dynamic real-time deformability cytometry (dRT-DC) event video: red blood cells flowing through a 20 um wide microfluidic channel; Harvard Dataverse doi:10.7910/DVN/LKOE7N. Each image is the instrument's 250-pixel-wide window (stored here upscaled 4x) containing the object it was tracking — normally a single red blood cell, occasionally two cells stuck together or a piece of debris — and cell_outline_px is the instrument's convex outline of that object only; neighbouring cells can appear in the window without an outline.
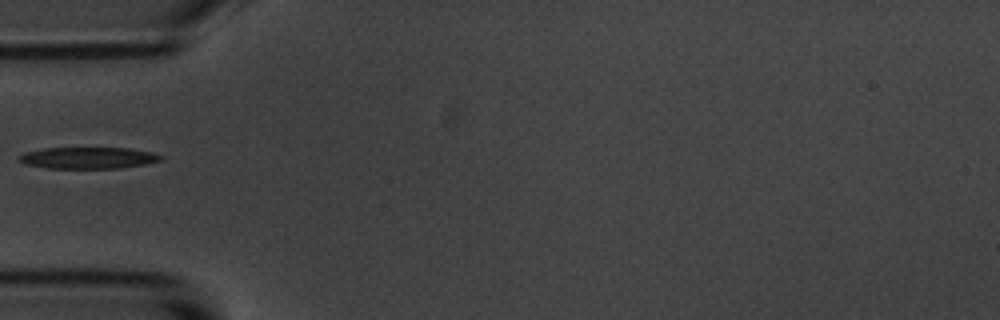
{"species": "common noctule bat (a hibernating species)", "species_latin": "Nyctalus noctula", "temperature_condition": "room temperature", "stored_images_in_passage": 2, "camera_frame_rate_fps": 3000, "um_per_image_px": 0.085, "animal": {"sex": "male", "body_mass_g": 20.1, "forearm_length_mm": 53.5}, "frame": {"image": 1, "passage_image": 1, "time_ms": 0.0, "image_size_px": [1000, 320], "cell_outline_px": [[164, 156], [160, 160], [144, 164], [120, 168], [44, 168], [24, 164], [16, 156], [24, 152], [44, 148], [128, 148], [152, 152]], "centroid_in_image_um": [7.44, 13.42], "position_along_channel_um": 77.6, "area_um2": 17.8}}